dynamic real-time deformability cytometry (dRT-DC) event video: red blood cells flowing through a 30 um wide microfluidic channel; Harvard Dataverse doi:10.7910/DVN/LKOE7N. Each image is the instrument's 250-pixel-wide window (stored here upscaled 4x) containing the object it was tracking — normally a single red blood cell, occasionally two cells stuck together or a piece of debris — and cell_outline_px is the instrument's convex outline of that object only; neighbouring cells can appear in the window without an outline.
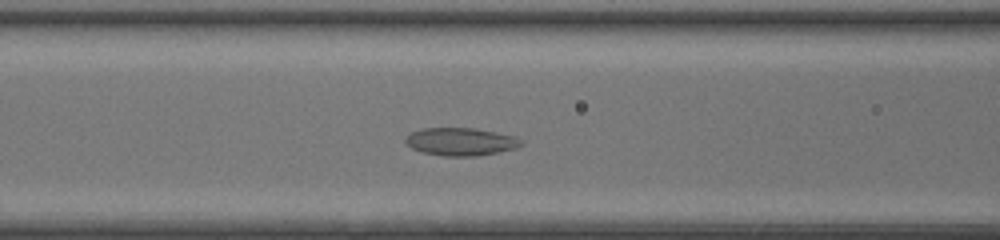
{"species": "common noctule bat (a hibernating species)", "species_latin": "Nyctalus noctula", "temperature_condition": "room temperature", "stored_images_in_passage": 41, "camera_frame_rate_fps": 3000, "um_per_image_px": 0.085, "animal": {"sex": "female", "body_mass_g": 20.0, "forearm_length_mm": 54.0}, "frame": {"image": 1, "passage_image": 14, "time_ms": 4.333, "image_size_px": [1000, 240], "cell_outline_px": [[524, 144], [516, 148], [500, 152], [476, 156], [444, 156], [420, 152], [404, 144], [404, 140], [412, 132], [420, 128], [476, 128], [516, 136], [524, 140]], "centroid_in_image_um": [39.19, 12.04], "position_along_channel_um": 127.4, "area_um2": 19.07}}
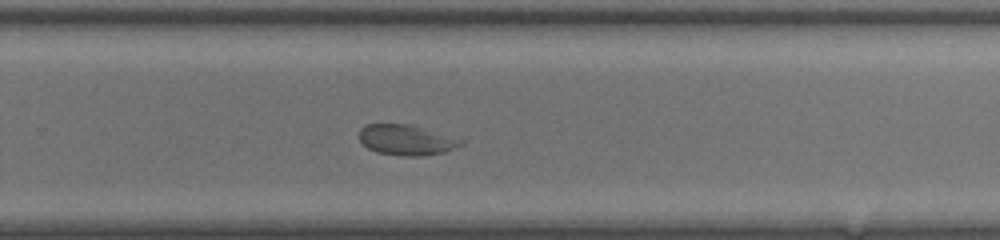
{"frame": {"image": 2, "passage_image": 26, "time_ms": 8.333, "image_size_px": [1000, 240], "cell_outline_px": [[464, 144], [444, 152], [420, 156], [404, 156], [376, 152], [368, 148], [360, 140], [360, 128], [364, 124], [408, 124], [424, 128], [464, 140]], "centroid_in_image_um": [34.53, 11.89], "position_along_channel_um": 295.3, "area_um2": 17.92}}
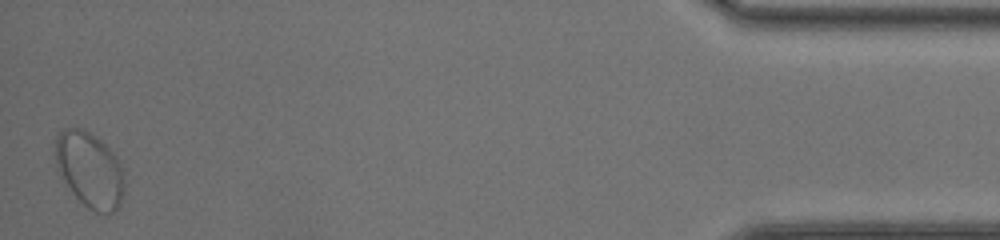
{"frame": {"image": 3, "passage_image": 41, "time_ms": 13.333, "image_size_px": [1000, 240], "cell_outline_px": [[124, 192], [120, 204], [112, 212], [96, 212], [88, 208], [72, 192], [56, 168], [56, 136], [64, 128], [80, 128], [88, 132], [100, 140], [112, 152], [120, 168], [124, 180]], "centroid_in_image_um": [7.6, 14.43], "position_along_channel_um": 427.6, "area_um2": 29.65}, "authors_computed_cell_mechanics": {"area_um2": 20.0566, "velocity_mm_per_s": 4.2115, "shape_relaxation_time_tau1_ms": null, "shape_relaxation_time_tau2_ms": 1.2405, "deformation_change_tau1": null, "deformation_change_tau2": 0.0555}}